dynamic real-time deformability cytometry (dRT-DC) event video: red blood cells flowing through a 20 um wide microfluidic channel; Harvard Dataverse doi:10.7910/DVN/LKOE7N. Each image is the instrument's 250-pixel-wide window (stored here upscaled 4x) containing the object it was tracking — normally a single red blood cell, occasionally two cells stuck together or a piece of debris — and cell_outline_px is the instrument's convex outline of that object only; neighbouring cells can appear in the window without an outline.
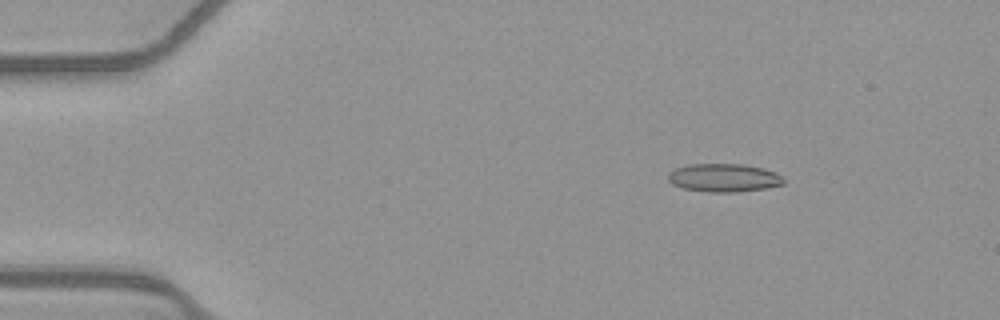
{"species": "common noctule bat (a hibernating species)", "species_latin": "Nyctalus noctula", "temperature_condition": "warm", "stored_images_in_passage": 17, "camera_frame_rate_fps": 3000, "um_per_image_px": 0.085, "animal": {"sex": "female", "body_mass_g": 21.9}, "frame": {"image": 1, "passage_image": 8, "time_ms": 2.333, "image_size_px": [1000, 320], "cell_outline_px": [[784, 184], [768, 188], [740, 192], [708, 192], [684, 188], [672, 184], [668, 180], [668, 172], [676, 168], [688, 164], [744, 164], [764, 168], [776, 172], [784, 176]], "centroid_in_image_um": [61.57, 15.11], "position_along_channel_um": 23.4, "area_um2": 19.31}}
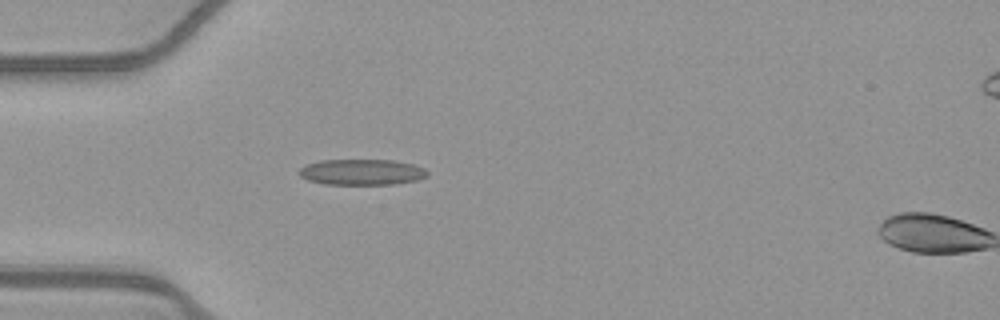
{"frame": {"image": 2, "passage_image": 16, "time_ms": 5.0, "image_size_px": [1000, 320], "cell_outline_px": [[428, 176], [416, 180], [396, 184], [324, 184], [308, 180], [300, 176], [296, 172], [304, 164], [320, 160], [392, 160], [412, 164], [424, 168], [428, 172]], "centroid_in_image_um": [30.71, 14.62], "position_along_channel_um": 54.3, "area_um2": 19.42}}